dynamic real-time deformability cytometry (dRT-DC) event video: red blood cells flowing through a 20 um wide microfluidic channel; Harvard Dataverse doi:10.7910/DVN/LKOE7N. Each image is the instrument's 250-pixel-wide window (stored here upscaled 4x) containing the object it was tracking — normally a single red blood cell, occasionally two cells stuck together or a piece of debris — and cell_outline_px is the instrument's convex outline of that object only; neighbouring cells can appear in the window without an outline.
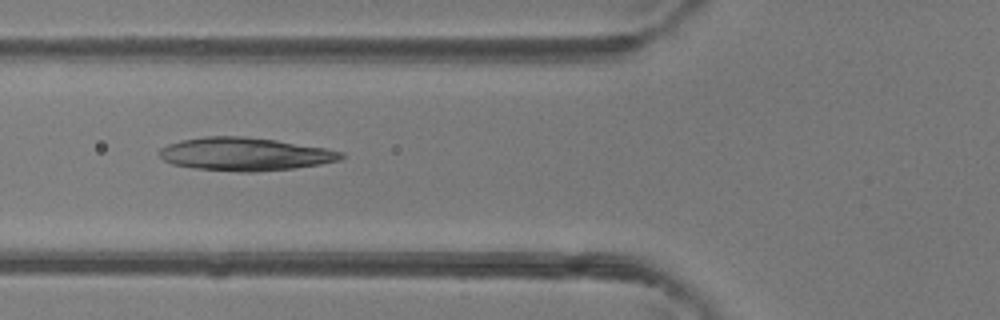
{"species": "common noctule bat (a hibernating species)", "species_latin": "Nyctalus noctula", "temperature_condition": "room temperature", "stored_images_in_passage": 40, "camera_frame_rate_fps": 3000, "um_per_image_px": 0.085, "animal": {"sex": "female"}, "frame": {"image": 1, "passage_image": 11, "time_ms": 3.333, "image_size_px": [1000, 320], "cell_outline_px": [[348, 156], [340, 160], [320, 164], [292, 168], [256, 172], [240, 172], [196, 168], [172, 164], [164, 160], [156, 152], [160, 148], [168, 144], [180, 140], [208, 136], [244, 136], [276, 140], [324, 148], [344, 152]], "centroid_in_image_um": [20.82, 13.09], "position_along_channel_um": 105.0, "area_um2": 35.08}}
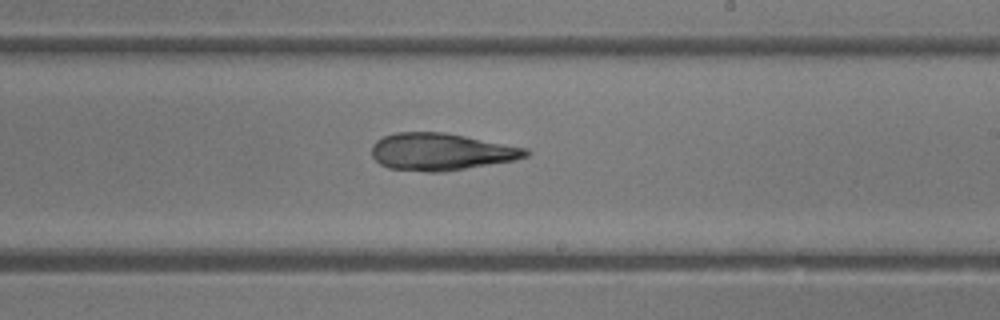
{"frame": {"image": 2, "passage_image": 21, "time_ms": 6.667, "image_size_px": [1000, 320], "cell_outline_px": [[532, 152], [528, 156], [512, 160], [440, 172], [428, 172], [388, 168], [380, 164], [372, 156], [372, 144], [376, 140], [384, 136], [396, 132], [444, 132], [528, 148]], "centroid_in_image_um": [37.47, 12.89], "position_along_channel_um": 251.5, "area_um2": 33.18}}
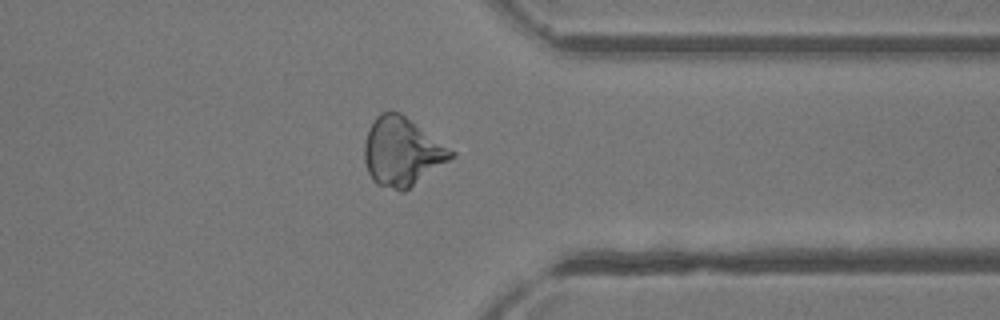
{"frame": {"image": 3, "passage_image": 30, "time_ms": 9.667, "image_size_px": [1000, 320], "cell_outline_px": [[456, 156], [404, 192], [400, 192], [376, 184], [372, 180], [368, 172], [364, 160], [364, 144], [368, 128], [376, 116], [380, 112], [400, 112], [456, 152]], "centroid_in_image_um": [34.17, 12.91], "position_along_channel_um": 377.2, "area_um2": 34.8}}